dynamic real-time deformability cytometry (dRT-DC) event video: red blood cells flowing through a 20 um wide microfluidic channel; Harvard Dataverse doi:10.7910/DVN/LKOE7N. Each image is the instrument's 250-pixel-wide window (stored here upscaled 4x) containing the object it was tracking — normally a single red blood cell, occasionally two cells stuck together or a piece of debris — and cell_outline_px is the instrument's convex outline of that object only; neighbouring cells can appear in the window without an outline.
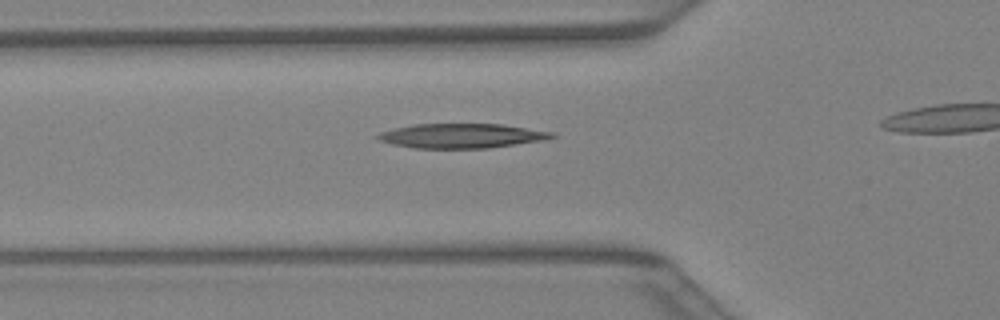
{"species": "Egyptian fruit bat (a non-hibernating species)", "species_latin": "Rousettus aegyptiacus", "temperature_condition": "warm", "stored_images_in_passage": 24, "camera_frame_rate_fps": 3000, "um_per_image_px": 0.085, "animal": {"sex": "female"}, "frame": {"image": 1, "passage_image": 5, "time_ms": 1.333, "image_size_px": [1000, 320], "cell_outline_px": [[556, 136], [544, 140], [488, 148], [416, 148], [392, 144], [380, 140], [376, 136], [380, 132], [412, 124], [504, 124], [556, 132]], "centroid_in_image_um": [39.29, 11.54], "position_along_channel_um": 86.5, "area_um2": 24.85}}
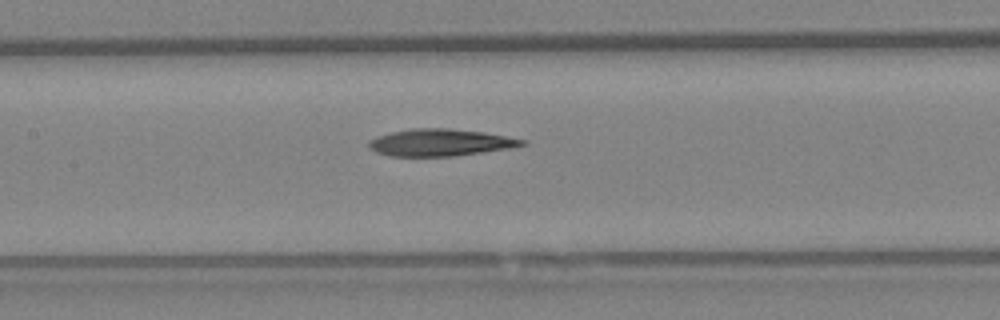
{"frame": {"image": 2, "passage_image": 10, "time_ms": 3.0, "image_size_px": [1000, 320], "cell_outline_px": [[528, 144], [508, 148], [456, 156], [388, 156], [376, 152], [368, 148], [368, 140], [376, 136], [392, 132], [412, 128], [448, 128], [484, 132], [528, 140]], "centroid_in_image_um": [37.4, 12.11], "position_along_channel_um": 170.0, "area_um2": 24.28}}
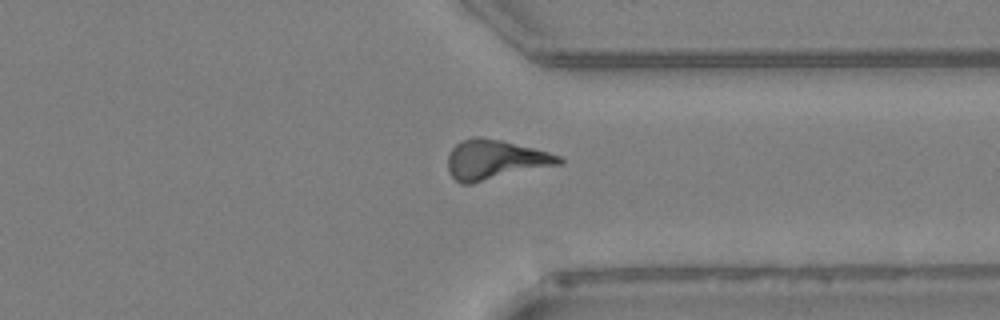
{"frame": {"image": 3, "passage_image": 22, "time_ms": 7.0, "image_size_px": [1000, 320], "cell_outline_px": [[564, 164], [472, 184], [460, 184], [448, 172], [448, 156], [452, 148], [460, 140], [476, 136], [480, 136], [500, 140], [548, 152], [560, 156], [564, 160]], "centroid_in_image_um": [42.09, 13.59], "position_along_channel_um": 369.3, "area_um2": 25.95}}